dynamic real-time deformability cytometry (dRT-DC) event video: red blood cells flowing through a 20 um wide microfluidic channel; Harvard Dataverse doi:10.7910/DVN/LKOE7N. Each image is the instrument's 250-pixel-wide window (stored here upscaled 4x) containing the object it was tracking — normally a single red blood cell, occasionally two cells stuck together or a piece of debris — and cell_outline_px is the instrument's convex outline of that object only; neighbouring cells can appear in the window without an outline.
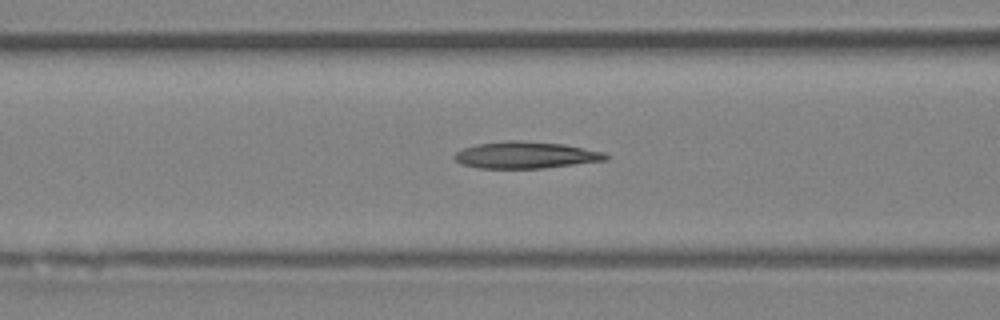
{"species": "Egyptian fruit bat (a non-hibernating species)", "species_latin": "Rousettus aegyptiacus", "temperature_condition": "room temperature", "stored_images_in_passage": 7, "camera_frame_rate_fps": 3000, "um_per_image_px": 0.085, "animal": {"sex": "female"}, "frame": {"image": 1, "passage_image": 7, "time_ms": 8.0, "image_size_px": [1000, 320], "cell_outline_px": [[608, 160], [544, 168], [480, 168], [460, 164], [452, 156], [456, 152], [464, 148], [476, 144], [508, 140], [516, 140], [564, 144], [604, 152], [608, 156]], "centroid_in_image_um": [44.67, 13.18], "position_along_channel_um": 121.9, "area_um2": 23.58}}